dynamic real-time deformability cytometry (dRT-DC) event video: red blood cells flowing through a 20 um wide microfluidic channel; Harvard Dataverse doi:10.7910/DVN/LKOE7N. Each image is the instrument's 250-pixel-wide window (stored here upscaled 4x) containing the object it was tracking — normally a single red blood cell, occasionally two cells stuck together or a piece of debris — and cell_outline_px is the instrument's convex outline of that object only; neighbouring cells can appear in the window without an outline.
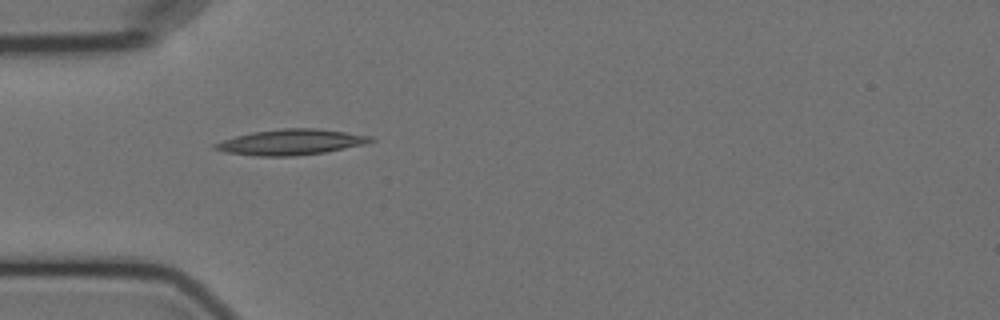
{"species": "Egyptian fruit bat (a non-hibernating species)", "species_latin": "Rousettus aegyptiacus", "temperature_condition": "cold", "stored_images_in_passage": 6, "camera_frame_rate_fps": 3000, "um_per_image_px": 0.085, "animal": {"sex": "female"}, "frame": {"image": 1, "passage_image": 5, "time_ms": 4.667, "image_size_px": [1000, 320], "cell_outline_px": [[376, 140], [364, 144], [324, 152], [292, 156], [256, 156], [224, 152], [212, 148], [212, 144], [236, 136], [252, 132], [284, 128], [316, 128], [372, 136]], "centroid_in_image_um": [24.7, 12.08], "position_along_channel_um": 60.3, "area_um2": 23.06}}
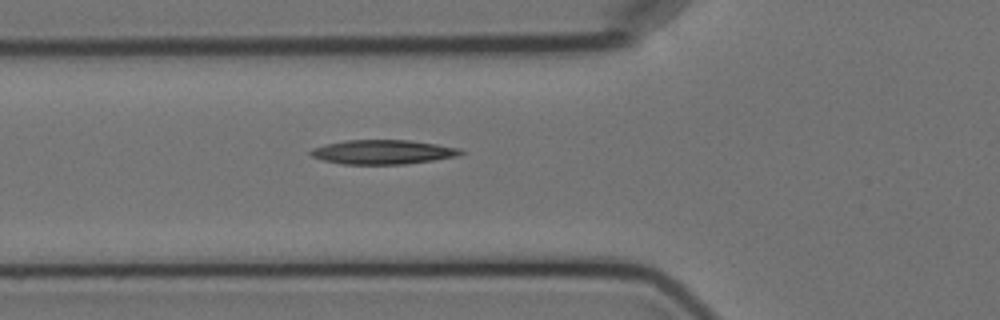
{"frame": {"image": 2, "passage_image": 6, "time_ms": 5.667, "image_size_px": [1000, 320], "cell_outline_px": [[464, 152], [456, 156], [432, 160], [404, 164], [344, 164], [324, 160], [312, 156], [308, 152], [312, 148], [344, 140], [408, 140], [436, 144], [460, 148]], "centroid_in_image_um": [32.53, 12.92], "position_along_channel_um": 93.3, "area_um2": 20.98}}